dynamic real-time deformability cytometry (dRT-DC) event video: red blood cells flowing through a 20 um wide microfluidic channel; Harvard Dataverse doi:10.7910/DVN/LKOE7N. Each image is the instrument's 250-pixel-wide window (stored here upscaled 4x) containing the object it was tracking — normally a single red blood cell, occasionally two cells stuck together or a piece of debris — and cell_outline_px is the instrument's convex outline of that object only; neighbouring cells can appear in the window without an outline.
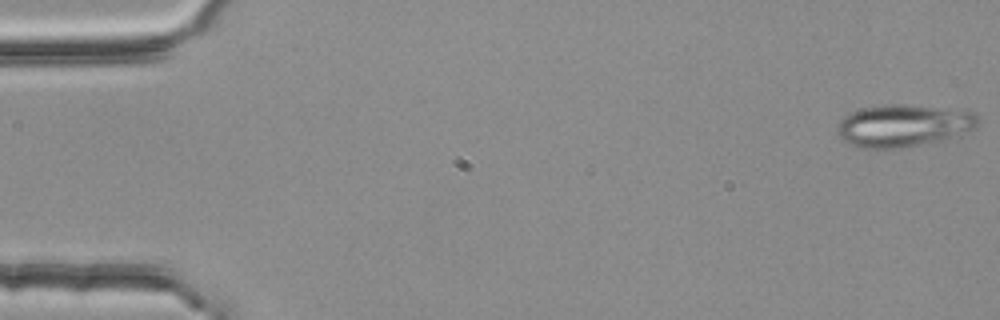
{"species": "common noctule bat (a hibernating species)", "species_latin": "Nyctalus noctula", "temperature_condition": "room temperature", "stored_images_in_passage": 55, "segment_of_instrument_passage": [1, 2], "camera_frame_rate_fps": 3000, "um_per_image_px": 0.085, "animal": {"sex": "female", "body_mass_g": 25.1}, "frame": {"image": 1, "passage_image": 1, "time_ms": 0.0, "image_size_px": [1000, 320], "cell_outline_px": [[980, 124], [976, 128], [960, 136], [900, 148], [860, 148], [844, 140], [836, 132], [836, 128], [840, 120], [848, 112], [864, 108], [884, 104], [912, 104], [968, 108], [976, 116]], "centroid_in_image_um": [76.87, 10.64], "position_along_channel_um": 8.1, "area_um2": 35.55}}